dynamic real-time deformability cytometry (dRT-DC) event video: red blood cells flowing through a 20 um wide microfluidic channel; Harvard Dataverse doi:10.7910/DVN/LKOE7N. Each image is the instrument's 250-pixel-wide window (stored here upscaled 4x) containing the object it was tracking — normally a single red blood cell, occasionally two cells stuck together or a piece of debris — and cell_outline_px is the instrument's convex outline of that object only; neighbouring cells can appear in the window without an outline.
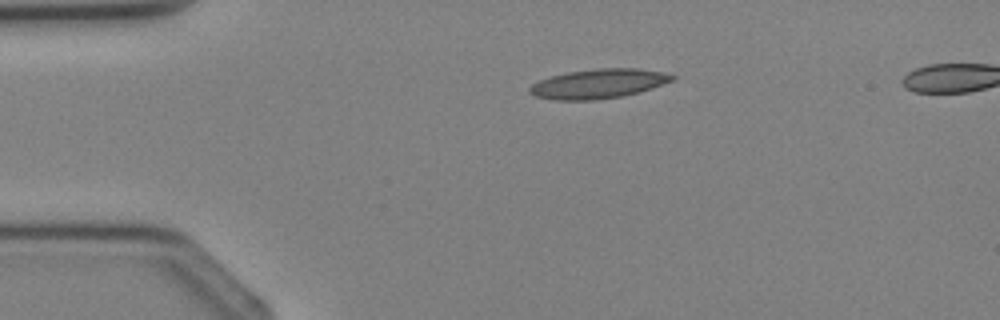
{"species": "Egyptian fruit bat (a non-hibernating species)", "species_latin": "Rousettus aegyptiacus", "temperature_condition": "cold", "stored_images_in_passage": 2, "camera_frame_rate_fps": 3000, "um_per_image_px": 0.085, "animal": {"sex": "female"}, "frame": {"image": 1, "passage_image": 2, "time_ms": 1.333, "image_size_px": [1000, 320], "cell_outline_px": [[676, 80], [652, 88], [624, 96], [596, 100], [552, 100], [536, 96], [528, 92], [528, 88], [532, 84], [540, 80], [552, 76], [568, 72], [596, 68], [636, 68], [664, 72], [676, 76]], "centroid_in_image_um": [50.89, 7.12], "position_along_channel_um": 34.1, "area_um2": 24.62}}